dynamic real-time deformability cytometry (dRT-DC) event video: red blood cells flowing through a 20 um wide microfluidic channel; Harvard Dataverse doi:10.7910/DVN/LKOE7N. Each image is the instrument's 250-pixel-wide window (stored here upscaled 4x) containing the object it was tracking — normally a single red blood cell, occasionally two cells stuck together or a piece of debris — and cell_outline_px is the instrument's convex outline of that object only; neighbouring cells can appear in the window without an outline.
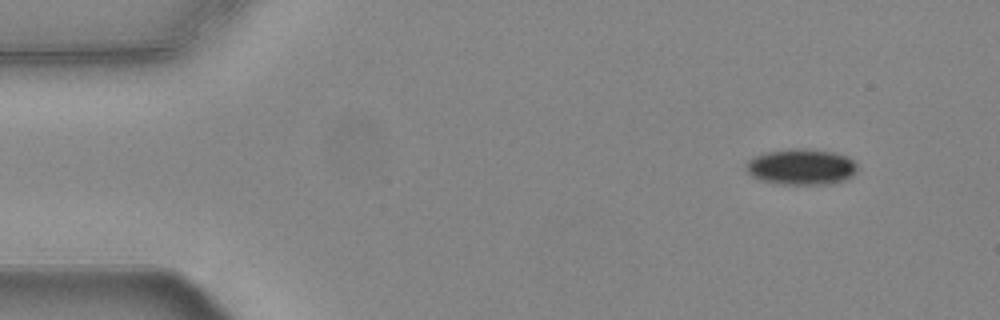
{"species": "common noctule bat (a hibernating species)", "species_latin": "Nyctalus noctula", "temperature_condition": "warm", "stored_images_in_passage": 51, "camera_frame_rate_fps": 3000, "um_per_image_px": 0.085, "animal": {"sex": "female", "body_mass_g": 24.6, "forearm_length_mm": 56.2}, "frame": {"image": 1, "passage_image": 1, "time_ms": 0.0, "image_size_px": [1000, 320], "cell_outline_px": [[856, 172], [852, 176], [844, 180], [828, 184], [780, 184], [760, 180], [752, 176], [748, 172], [748, 160], [756, 156], [768, 152], [792, 148], [808, 148], [836, 152], [848, 156], [856, 164]], "centroid_in_image_um": [68.15, 14.17], "position_along_channel_um": 16.8, "area_um2": 23.24}}
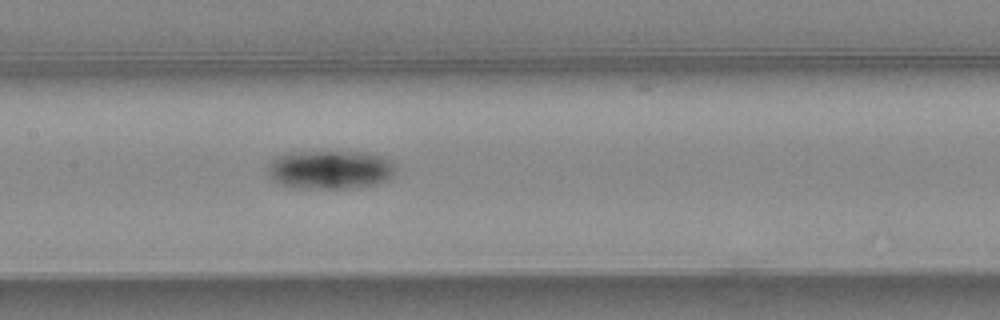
{"frame": {"image": 2, "passage_image": 22, "time_ms": 7.0, "image_size_px": [1000, 320], "cell_outline_px": [[392, 172], [388, 180], [376, 184], [356, 188], [296, 188], [280, 184], [272, 180], [268, 176], [268, 168], [272, 160], [276, 156], [284, 152], [312, 148], [340, 148], [368, 152], [384, 156], [392, 160]], "centroid_in_image_um": [28.01, 14.33], "position_along_channel_um": 179.4, "area_um2": 30.63}}
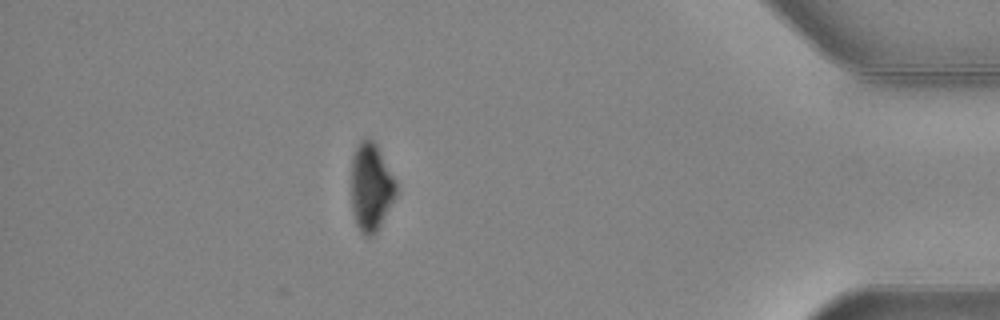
{"frame": {"image": 3, "passage_image": 44, "time_ms": 14.333, "image_size_px": [1000, 320], "cell_outline_px": [[400, 188], [396, 196], [376, 232], [372, 236], [364, 236], [360, 232], [356, 224], [352, 212], [352, 156], [356, 144], [360, 140], [368, 136], [376, 144], [400, 184]], "centroid_in_image_um": [31.57, 15.87], "position_along_channel_um": 403.6, "area_um2": 23.58}, "authors_computed_cell_mechanics": {"area_um2": 26.0678, "velocity_mm_per_s": 3.7305, "shape_relaxation_time_tau1_ms": 2.8498, "shape_relaxation_time_tau2_ms": null, "deformation_change_tau1": 0.1186, "deformation_change_tau2": null}}